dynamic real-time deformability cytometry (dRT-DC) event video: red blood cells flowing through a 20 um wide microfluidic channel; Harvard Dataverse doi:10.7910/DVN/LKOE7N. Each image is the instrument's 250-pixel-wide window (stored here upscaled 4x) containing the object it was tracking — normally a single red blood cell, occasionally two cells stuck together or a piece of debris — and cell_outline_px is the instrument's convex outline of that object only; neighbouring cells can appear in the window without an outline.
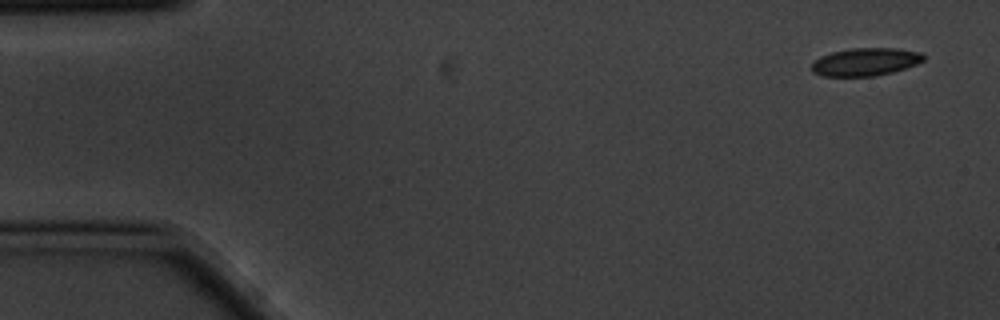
{"species": "common noctule bat (a hibernating species)", "species_latin": "Nyctalus noctula", "temperature_condition": "cold", "stored_images_in_passage": 4, "camera_frame_rate_fps": 3000, "um_per_image_px": 0.085, "animal": {"sex": "male", "body_mass_g": 20.1, "forearm_length_mm": 53.5}, "frame": {"image": 1, "passage_image": 1, "time_ms": 0.0, "image_size_px": [1000, 320], "cell_outline_px": [[924, 60], [916, 64], [892, 72], [872, 76], [824, 76], [812, 72], [812, 60], [820, 56], [832, 52], [852, 48], [896, 48], [920, 52], [924, 56]], "centroid_in_image_um": [73.52, 5.25], "position_along_channel_um": 11.5, "area_um2": 18.09}}
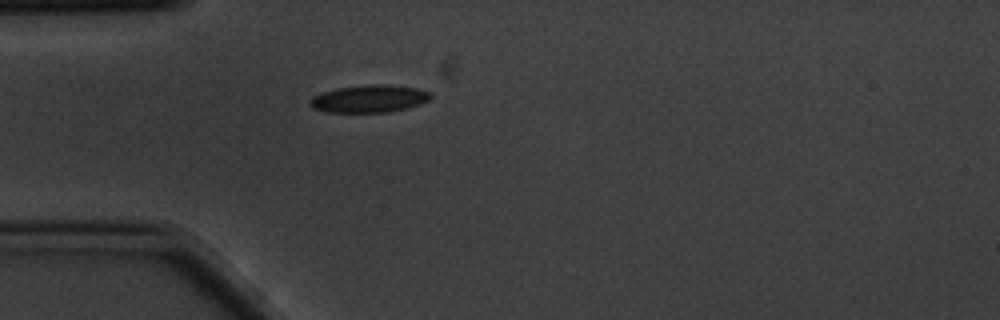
{"frame": {"image": 2, "passage_image": 4, "time_ms": 1.0, "image_size_px": [1000, 320], "cell_outline_px": [[432, 96], [428, 100], [420, 104], [408, 108], [388, 112], [328, 112], [312, 108], [308, 104], [308, 100], [312, 96], [336, 88], [372, 84], [392, 84], [416, 88], [428, 92]], "centroid_in_image_um": [31.36, 8.39], "position_along_channel_um": 53.6, "area_um2": 19.42}}